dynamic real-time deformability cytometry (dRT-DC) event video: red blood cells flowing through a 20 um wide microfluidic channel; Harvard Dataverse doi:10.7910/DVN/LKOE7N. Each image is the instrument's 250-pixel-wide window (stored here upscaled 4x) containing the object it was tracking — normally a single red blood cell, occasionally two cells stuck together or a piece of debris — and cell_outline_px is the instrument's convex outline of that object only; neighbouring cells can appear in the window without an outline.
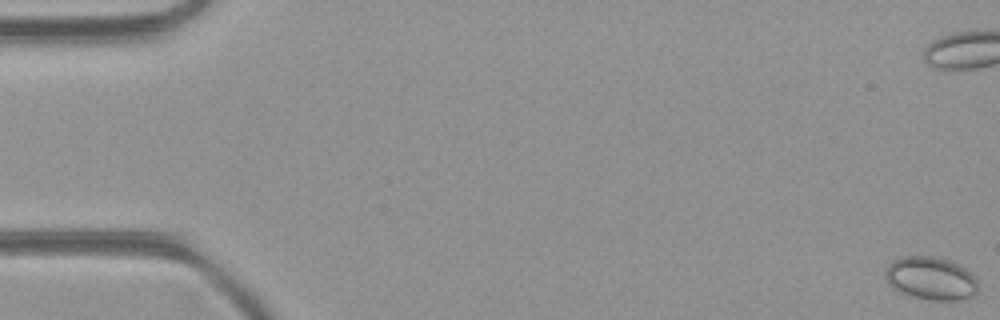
{"species": "common noctule bat (a hibernating species)", "species_latin": "Nyctalus noctula", "temperature_condition": "room temperature", "stored_images_in_passage": 6, "camera_frame_rate_fps": 3000, "um_per_image_px": 0.085, "animal": {"sex": "female", "body_mass_g": 21.9}, "frame": {"image": 1, "passage_image": 1, "time_ms": 0.0, "image_size_px": [1000, 320], "cell_outline_px": [[976, 292], [972, 296], [960, 300], [932, 300], [912, 296], [900, 292], [892, 288], [888, 284], [884, 276], [884, 272], [888, 264], [892, 260], [908, 256], [932, 256], [948, 260], [960, 264], [972, 272], [976, 276]], "centroid_in_image_um": [79.11, 23.65], "position_along_channel_um": 5.9, "area_um2": 23.47}}